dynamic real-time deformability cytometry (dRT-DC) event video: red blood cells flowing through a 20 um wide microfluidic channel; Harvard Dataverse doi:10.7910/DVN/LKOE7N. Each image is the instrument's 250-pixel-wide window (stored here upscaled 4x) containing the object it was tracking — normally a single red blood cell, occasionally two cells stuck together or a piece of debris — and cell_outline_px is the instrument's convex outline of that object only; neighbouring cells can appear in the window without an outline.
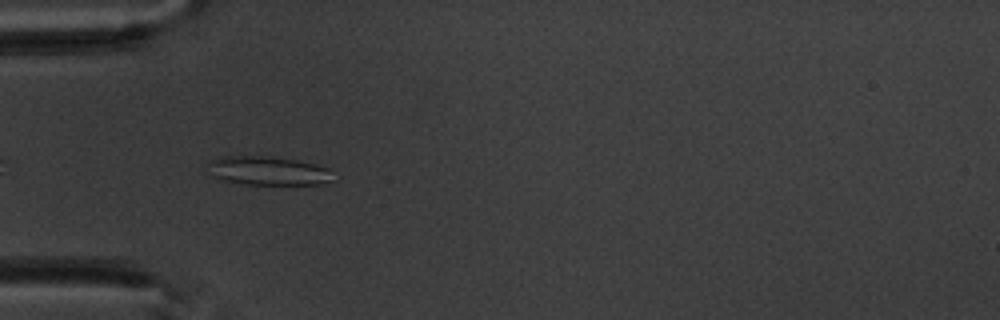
{"species": "common noctule bat (a hibernating species)", "species_latin": "Nyctalus noctula", "temperature_condition": "warm", "stored_images_in_passage": 5, "camera_frame_rate_fps": 3000, "um_per_image_px": 0.085, "animal": {"sex": "male", "body_mass_g": 20.1, "forearm_length_mm": 53.5}, "frame": {"image": 1, "passage_image": 4, "time_ms": 3.667, "image_size_px": [1000, 320], "cell_outline_px": [[336, 180], [320, 184], [248, 184], [224, 180], [212, 176], [208, 160], [220, 156], [268, 156], [296, 160], [328, 168]], "centroid_in_image_um": [22.8, 14.51], "position_along_channel_um": 62.2, "area_um2": 20.87}}
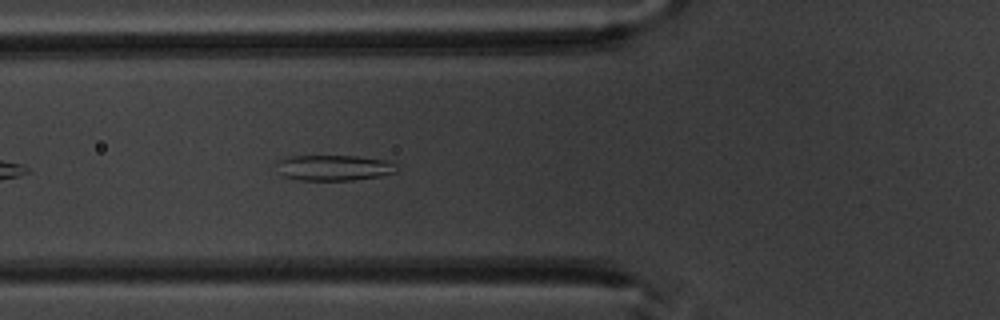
{"frame": {"image": 2, "passage_image": 5, "time_ms": 4.667, "image_size_px": [1000, 320], "cell_outline_px": [[400, 172], [380, 176], [352, 180], [300, 180], [284, 176], [272, 164], [288, 156], [356, 156], [384, 160], [396, 164], [400, 168]], "centroid_in_image_um": [28.4, 14.26], "position_along_channel_um": 97.4, "area_um2": 18.15}}